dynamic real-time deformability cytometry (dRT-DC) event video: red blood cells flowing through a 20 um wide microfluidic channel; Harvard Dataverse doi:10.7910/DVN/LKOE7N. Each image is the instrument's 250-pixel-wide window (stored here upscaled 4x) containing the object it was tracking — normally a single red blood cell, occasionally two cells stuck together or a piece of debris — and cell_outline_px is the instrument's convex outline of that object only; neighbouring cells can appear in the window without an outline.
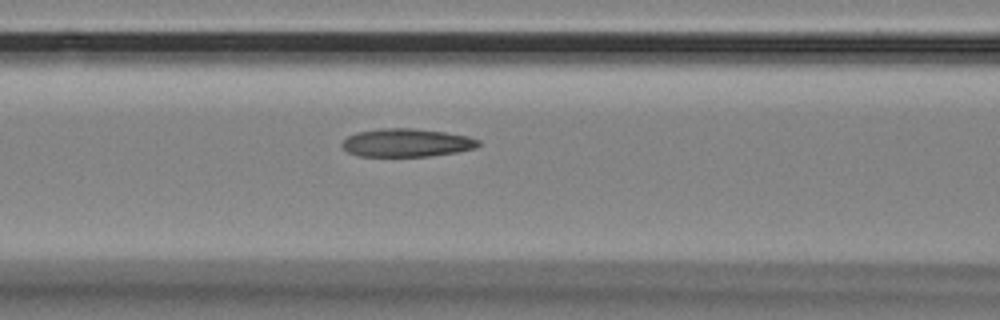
{"species": "Egyptian fruit bat (a non-hibernating species)", "species_latin": "Rousettus aegyptiacus", "temperature_condition": "room temperature", "stored_images_in_passage": 48, "camera_frame_rate_fps": 3000, "um_per_image_px": 0.085, "animal": {"sex": "female"}, "frame": {"image": 1, "passage_image": 15, "time_ms": 4.667, "image_size_px": [1000, 320], "cell_outline_px": [[480, 144], [476, 148], [456, 152], [428, 156], [360, 156], [348, 152], [340, 144], [348, 136], [356, 132], [380, 128], [416, 128], [444, 132], [468, 136], [480, 140]], "centroid_in_image_um": [34.56, 12.12], "position_along_channel_um": 132.0, "area_um2": 22.43}}
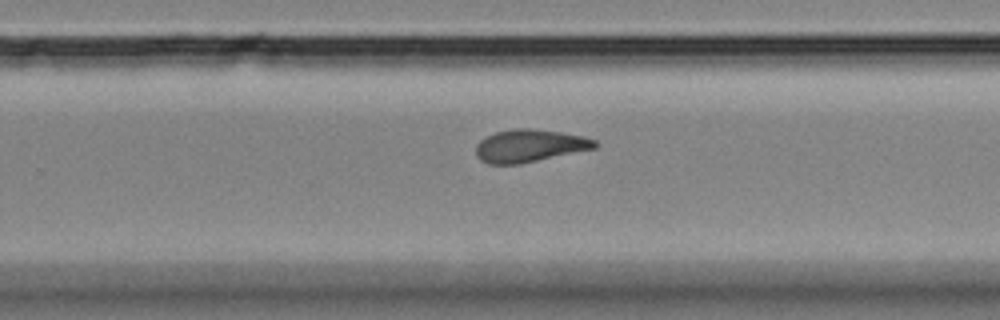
{"frame": {"image": 2, "passage_image": 28, "time_ms": 9.0, "image_size_px": [1000, 320], "cell_outline_px": [[600, 144], [596, 148], [520, 164], [488, 164], [480, 160], [476, 156], [476, 144], [480, 140], [496, 132], [516, 128], [528, 128], [564, 132], [584, 136], [596, 140]], "centroid_in_image_um": [45.04, 12.39], "position_along_channel_um": 284.8, "area_um2": 22.77}}
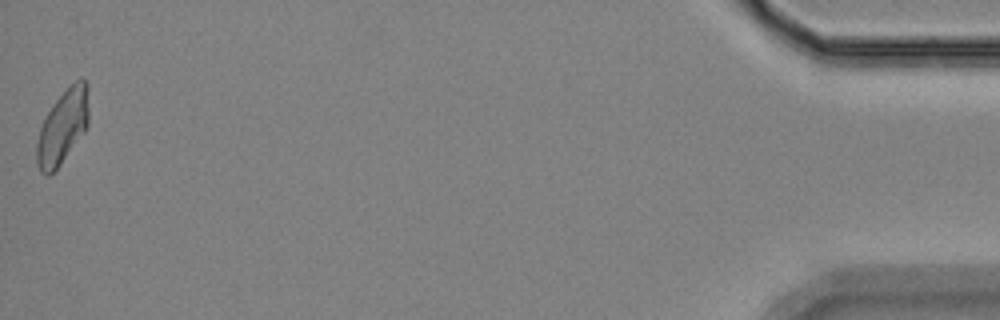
{"frame": {"image": 3, "passage_image": 48, "time_ms": 15.667, "image_size_px": [1000, 320], "cell_outline_px": [[88, 124], [84, 132], [60, 164], [48, 176], [40, 172], [36, 164], [36, 144], [40, 128], [52, 104], [76, 80], [84, 80], [88, 84]], "centroid_in_image_um": [5.32, 10.8], "position_along_channel_um": 429.9, "area_um2": 22.08}, "authors_computed_cell_mechanics": {"area_um2": 22.6865, "velocity_mm_per_s": 3.5343, "shape_relaxation_time_tau1_ms": 9.1373, "shape_relaxation_time_tau2_ms": 3.4839, "deformation_change_tau1": 0.2063, "deformation_change_tau2": 0.0883}}